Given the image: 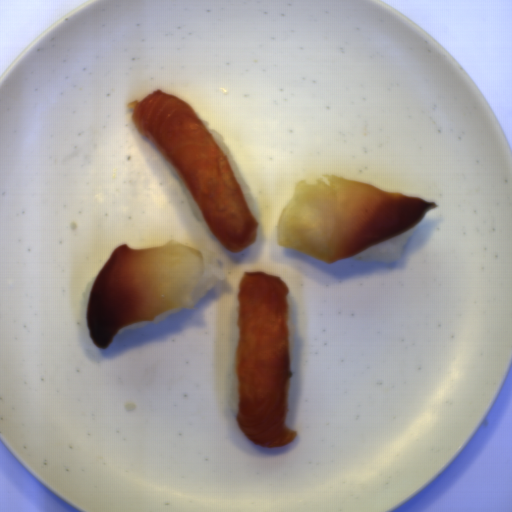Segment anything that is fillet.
Masks as SVG:
<instances>
[{"instance_id":"1","label":"fillet","mask_w":512,"mask_h":512,"mask_svg":"<svg viewBox=\"0 0 512 512\" xmlns=\"http://www.w3.org/2000/svg\"><path fill=\"white\" fill-rule=\"evenodd\" d=\"M436 207L360 180L321 175L301 180L281 210L277 245L331 264L390 240Z\"/></svg>"},{"instance_id":"2","label":"fillet","mask_w":512,"mask_h":512,"mask_svg":"<svg viewBox=\"0 0 512 512\" xmlns=\"http://www.w3.org/2000/svg\"><path fill=\"white\" fill-rule=\"evenodd\" d=\"M289 287L277 276L245 271L237 299L235 398L239 429L258 447H284L297 432L285 423L291 359Z\"/></svg>"},{"instance_id":"3","label":"fillet","mask_w":512,"mask_h":512,"mask_svg":"<svg viewBox=\"0 0 512 512\" xmlns=\"http://www.w3.org/2000/svg\"><path fill=\"white\" fill-rule=\"evenodd\" d=\"M132 121L189 188L220 244L239 253L253 244L258 222L216 139L197 112L173 94L154 90L130 101Z\"/></svg>"},{"instance_id":"4","label":"fillet","mask_w":512,"mask_h":512,"mask_svg":"<svg viewBox=\"0 0 512 512\" xmlns=\"http://www.w3.org/2000/svg\"><path fill=\"white\" fill-rule=\"evenodd\" d=\"M204 271L200 249L175 240L151 249L122 244L91 287L87 314L92 341L106 350L129 324L154 321L173 308L193 309L192 291Z\"/></svg>"}]
</instances>
